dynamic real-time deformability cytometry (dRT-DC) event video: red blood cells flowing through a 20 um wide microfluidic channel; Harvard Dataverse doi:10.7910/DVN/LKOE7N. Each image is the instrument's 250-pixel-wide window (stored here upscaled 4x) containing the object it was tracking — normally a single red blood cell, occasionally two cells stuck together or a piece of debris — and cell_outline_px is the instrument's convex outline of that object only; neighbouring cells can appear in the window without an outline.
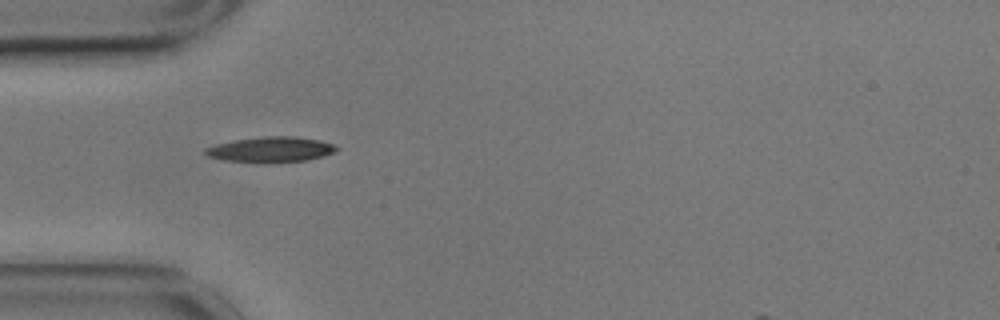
{"species": "common noctule bat (a hibernating species)", "species_latin": "Nyctalus noctula", "temperature_condition": "cold", "stored_images_in_passage": 18, "camera_frame_rate_fps": 3000, "um_per_image_px": 0.085, "animal": {"sex": "male", "body_mass_g": 17.9}, "frame": {"image": 1, "passage_image": 1, "time_ms": 0.0, "image_size_px": [1000, 320], "cell_outline_px": [[340, 148], [324, 156], [308, 160], [268, 164], [264, 164], [224, 160], [208, 156], [204, 152], [204, 148], [216, 144], [232, 140], [260, 136], [296, 136], [316, 140], [332, 144]], "centroid_in_image_um": [22.97, 12.72], "position_along_channel_um": 62.0, "area_um2": 19.77}}
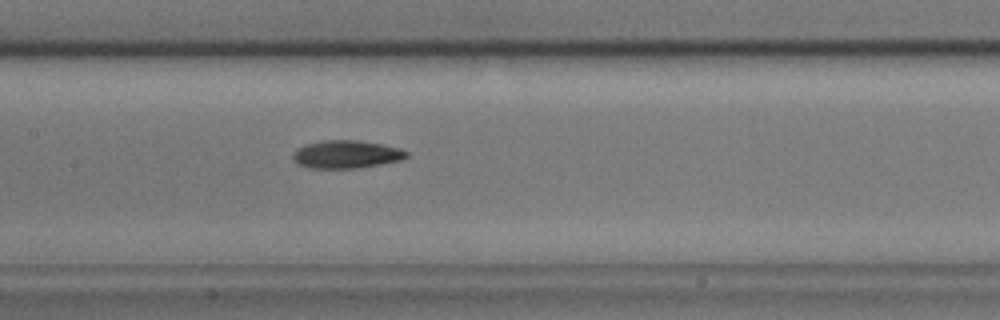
{"frame": {"image": 2, "passage_image": 11, "time_ms": 3.333, "image_size_px": [1000, 320], "cell_outline_px": [[408, 156], [404, 160], [356, 168], [308, 168], [300, 164], [292, 156], [292, 152], [296, 148], [308, 144], [324, 140], [356, 140], [384, 144], [400, 148], [408, 152]], "centroid_in_image_um": [29.48, 13.11], "position_along_channel_um": 177.9, "area_um2": 18.5}}